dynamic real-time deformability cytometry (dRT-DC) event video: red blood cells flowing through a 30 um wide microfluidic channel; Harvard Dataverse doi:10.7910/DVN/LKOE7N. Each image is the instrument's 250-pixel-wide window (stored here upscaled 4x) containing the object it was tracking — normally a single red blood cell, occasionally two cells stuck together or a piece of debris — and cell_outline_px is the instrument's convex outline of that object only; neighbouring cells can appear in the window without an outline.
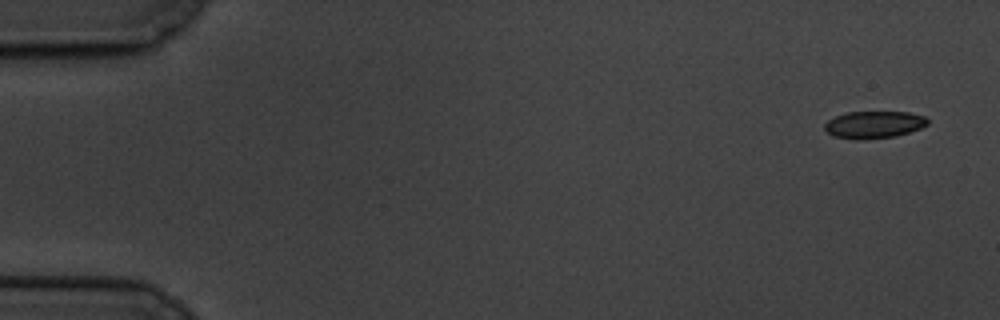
{"species": "common noctule bat (a hibernating species)", "species_latin": "Nyctalus noctula", "temperature_condition": "cold", "stored_images_in_passage": 5, "camera_frame_rate_fps": 3000, "um_per_image_px": 0.085, "animal": {"sex": "male", "body_mass_g": 19.5, "forearm_length_mm": 54.6}, "frame": {"image": 1, "passage_image": 1, "time_ms": 0.0, "image_size_px": [1000, 320], "cell_outline_px": [[928, 124], [920, 128], [896, 136], [864, 140], [856, 140], [832, 136], [824, 128], [824, 124], [828, 120], [836, 116], [848, 112], [908, 112], [924, 116], [928, 120]], "centroid_in_image_um": [74.26, 10.6], "position_along_channel_um": 10.7, "area_um2": 16.36}}